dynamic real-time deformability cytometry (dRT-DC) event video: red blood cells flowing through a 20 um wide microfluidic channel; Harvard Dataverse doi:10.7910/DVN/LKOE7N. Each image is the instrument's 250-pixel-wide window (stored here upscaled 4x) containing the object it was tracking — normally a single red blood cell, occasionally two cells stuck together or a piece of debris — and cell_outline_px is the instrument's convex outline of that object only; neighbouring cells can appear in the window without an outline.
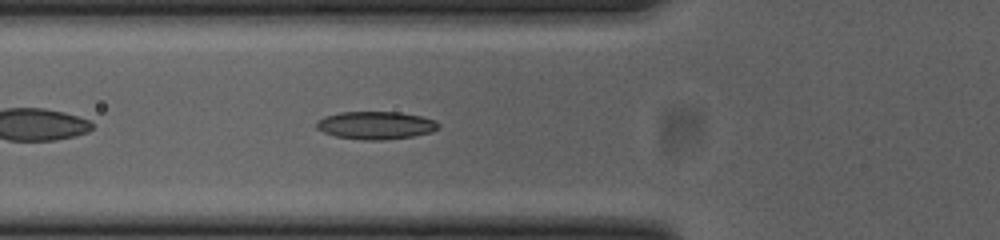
{"species": "common noctule bat (a hibernating species)", "species_latin": "Nyctalus noctula", "temperature_condition": "cold", "stored_images_in_passage": 41, "camera_frame_rate_fps": 3000, "um_per_image_px": 0.085, "animal": {"sex": "female", "body_mass_g": 23.0, "forearm_length_mm": 53.4}, "frame": {"image": 1, "passage_image": 6, "time_ms": 1.667, "image_size_px": [1000, 240], "cell_outline_px": [[440, 128], [432, 132], [412, 136], [384, 140], [364, 140], [336, 136], [324, 132], [316, 128], [316, 120], [324, 116], [340, 112], [400, 112], [420, 116], [436, 120], [440, 124]], "centroid_in_image_um": [31.95, 10.65], "position_along_channel_um": 93.8, "area_um2": 19.88}}
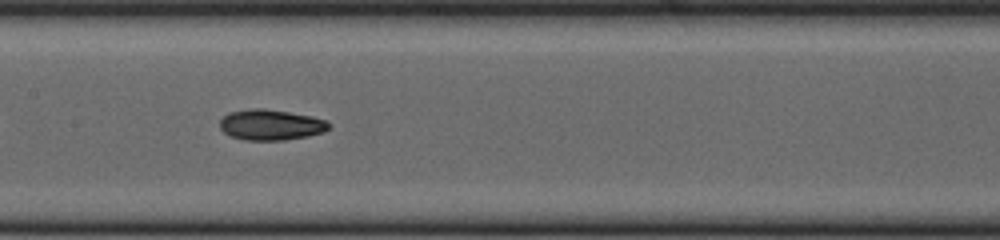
{"frame": {"image": 2, "passage_image": 13, "time_ms": 4.0, "image_size_px": [1000, 240], "cell_outline_px": [[332, 124], [324, 132], [308, 136], [284, 140], [244, 140], [232, 136], [224, 132], [220, 128], [220, 120], [228, 112], [252, 108], [264, 108], [312, 116], [328, 120]], "centroid_in_image_um": [23.04, 10.6], "position_along_channel_um": 184.4, "area_um2": 19.59}}
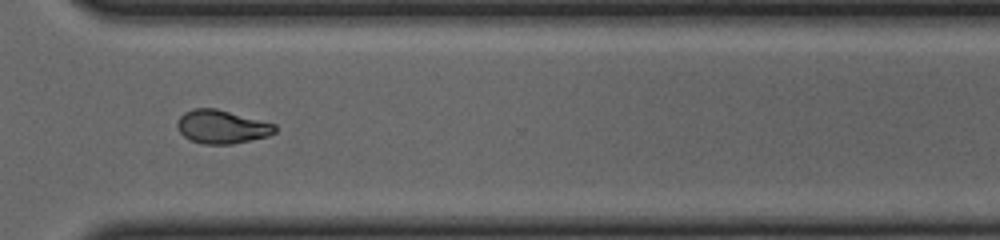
{"frame": {"image": 3, "passage_image": 26, "time_ms": 8.333, "image_size_px": [1000, 240], "cell_outline_px": [[276, 132], [268, 136], [232, 144], [204, 144], [192, 140], [184, 136], [180, 132], [176, 124], [180, 116], [184, 112], [192, 108], [216, 108], [276, 124]], "centroid_in_image_um": [18.85, 10.77], "position_along_channel_um": 351.7, "area_um2": 19.02}, "authors_computed_cell_mechanics": {"area_um2": 19.074, "velocity_mm_per_s": 3.8641, "shape_relaxation_time_tau1_ms": 8.9943, "shape_relaxation_time_tau2_ms": 3.2062, "deformation_change_tau1": 0.2126, "deformation_change_tau2": 0.0759}}